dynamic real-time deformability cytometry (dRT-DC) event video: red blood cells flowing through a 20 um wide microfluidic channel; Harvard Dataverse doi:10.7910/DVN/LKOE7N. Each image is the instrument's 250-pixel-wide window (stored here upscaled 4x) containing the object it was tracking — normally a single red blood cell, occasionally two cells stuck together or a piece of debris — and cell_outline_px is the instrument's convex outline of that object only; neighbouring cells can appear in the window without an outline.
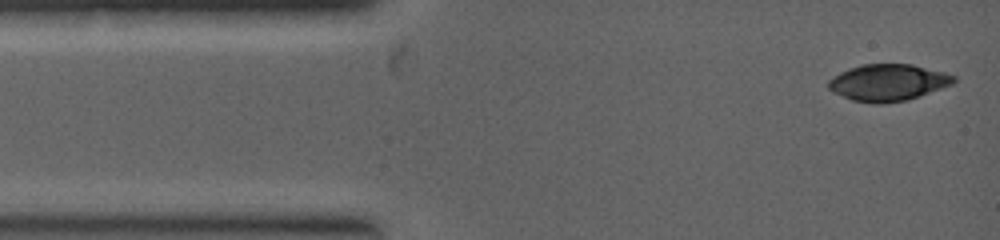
{"species": "common noctule bat (a hibernating species)", "species_latin": "Nyctalus noctula", "temperature_condition": "warm", "stored_images_in_passage": 3, "camera_frame_rate_fps": 5000, "um_per_image_px": 0.085, "animal": {"sex": "female", "body_mass_g": 19.0, "forearm_length_mm": 53.3}, "frame": {"image": 1, "passage_image": 1, "time_ms": 0.0, "image_size_px": [1000, 240], "cell_outline_px": [[956, 80], [952, 84], [908, 100], [884, 104], [876, 104], [852, 100], [832, 92], [828, 88], [828, 80], [840, 72], [848, 68], [860, 64], [912, 64], [944, 72], [956, 76]], "centroid_in_image_um": [75.46, 7.01], "position_along_channel_um": 9.5, "area_um2": 26.93}}
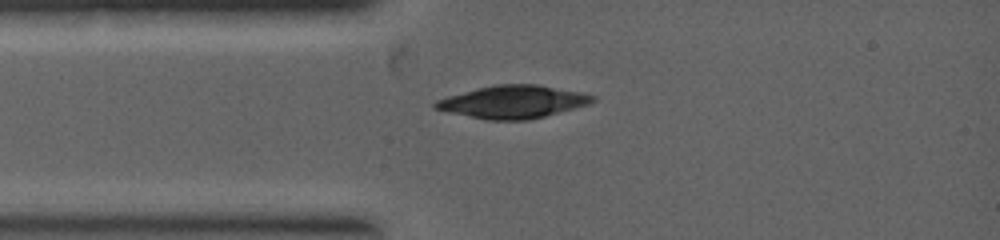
{"frame": {"image": 2, "passage_image": 3, "time_ms": 1.4, "image_size_px": [1000, 240], "cell_outline_px": [[596, 100], [588, 104], [544, 116], [528, 120], [488, 120], [448, 112], [432, 108], [432, 104], [436, 100], [448, 96], [496, 84], [536, 84], [580, 92], [596, 96]], "centroid_in_image_um": [43.58, 8.66], "position_along_channel_um": 41.4, "area_um2": 29.65}}